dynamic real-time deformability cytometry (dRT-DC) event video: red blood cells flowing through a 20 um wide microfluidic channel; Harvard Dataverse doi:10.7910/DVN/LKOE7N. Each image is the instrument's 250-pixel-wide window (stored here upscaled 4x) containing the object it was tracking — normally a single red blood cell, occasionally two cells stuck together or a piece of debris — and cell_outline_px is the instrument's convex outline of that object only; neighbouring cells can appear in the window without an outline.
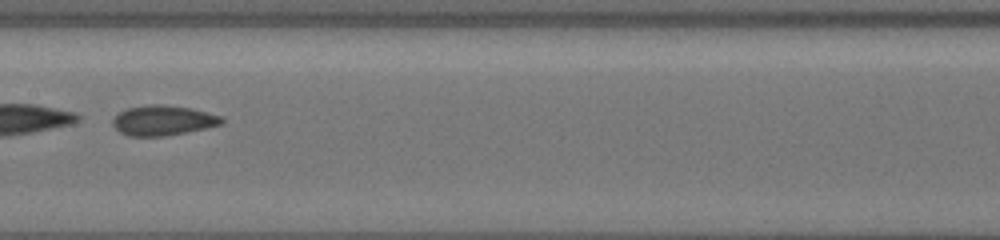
{"species": "common noctule bat (a hibernating species)", "species_latin": "Nyctalus noctula", "temperature_condition": "cold", "stored_images_in_passage": 19, "camera_frame_rate_fps": 3000, "um_per_image_px": 0.085, "animal": {"sex": "female", "body_mass_g": 19.5, "forearm_length_mm": 54.1}, "frame": {"image": 1, "passage_image": 9, "time_ms": 5.0, "image_size_px": [1000, 240], "cell_outline_px": [[224, 124], [164, 136], [128, 136], [120, 132], [112, 124], [112, 120], [120, 112], [128, 108], [148, 104], [164, 104], [192, 108], [224, 116]], "centroid_in_image_um": [13.89, 10.22], "position_along_channel_um": 193.5, "area_um2": 19.13}, "authors_computed_cell_mechanics": {"area_um2": 18.6694, "velocity_mm_per_s": 3.7207, "shape_relaxation_time_tau1_ms": 1.8697, "shape_relaxation_time_tau2_ms": 2.6904, "deformation_change_tau1": 0.0907, "deformation_change_tau2": 0.0751}}